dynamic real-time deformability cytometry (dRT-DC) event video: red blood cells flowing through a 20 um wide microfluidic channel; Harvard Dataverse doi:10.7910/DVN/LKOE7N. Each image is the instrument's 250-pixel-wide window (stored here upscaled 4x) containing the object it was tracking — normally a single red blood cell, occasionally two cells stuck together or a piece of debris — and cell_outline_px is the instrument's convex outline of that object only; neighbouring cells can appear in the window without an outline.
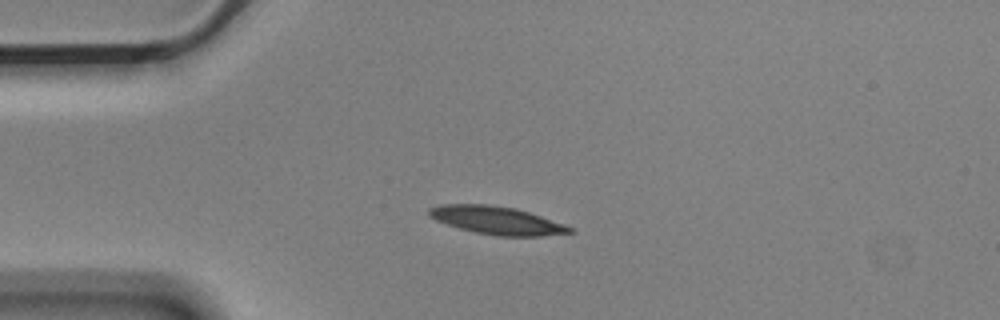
{"species": "Egyptian fruit bat (a non-hibernating species)", "species_latin": "Rousettus aegyptiacus", "temperature_condition": "cold", "stored_images_in_passage": 10, "camera_frame_rate_fps": 3000, "um_per_image_px": 0.085, "animal": {"sex": "male"}, "frame": {"image": 1, "passage_image": 4, "time_ms": 1.0, "image_size_px": [1000, 320], "cell_outline_px": [[576, 232], [540, 236], [496, 236], [476, 232], [460, 228], [436, 220], [428, 216], [428, 208], [440, 204], [488, 204], [516, 208], [564, 224], [572, 228]], "centroid_in_image_um": [42.21, 18.72], "position_along_channel_um": 42.8, "area_um2": 22.83}}
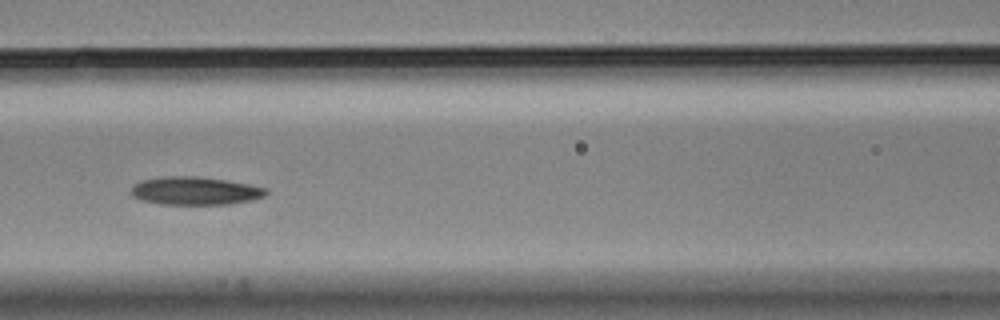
{"frame": {"image": 2, "passage_image": 7, "time_ms": 2.0, "image_size_px": [1000, 320], "cell_outline_px": [[268, 192], [264, 196], [232, 204], [160, 204], [140, 200], [132, 196], [132, 188], [140, 180], [164, 176], [200, 176], [248, 184], [268, 188]], "centroid_in_image_um": [16.57, 16.22], "position_along_channel_um": 150.0, "area_um2": 22.02}}
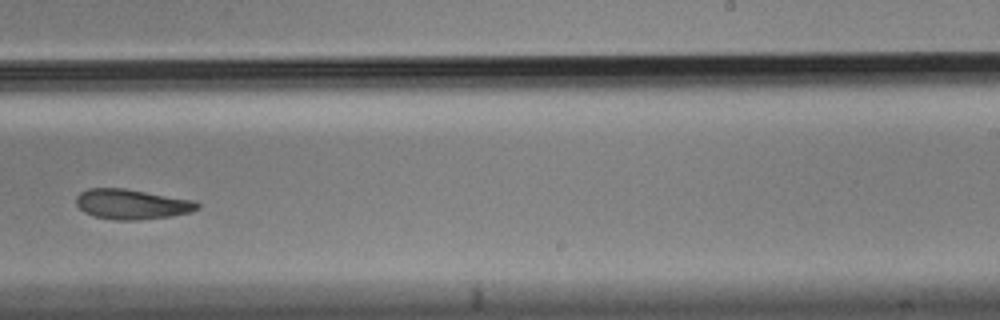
{"frame": {"image": 3, "passage_image": 10, "time_ms": 3.0, "image_size_px": [1000, 320], "cell_outline_px": [[200, 208], [192, 212], [168, 216], [140, 220], [112, 220], [92, 216], [84, 212], [76, 204], [76, 196], [80, 192], [88, 188], [124, 188], [196, 200], [200, 204]], "centroid_in_image_um": [11.21, 17.36], "position_along_channel_um": 277.8, "area_um2": 21.5}}